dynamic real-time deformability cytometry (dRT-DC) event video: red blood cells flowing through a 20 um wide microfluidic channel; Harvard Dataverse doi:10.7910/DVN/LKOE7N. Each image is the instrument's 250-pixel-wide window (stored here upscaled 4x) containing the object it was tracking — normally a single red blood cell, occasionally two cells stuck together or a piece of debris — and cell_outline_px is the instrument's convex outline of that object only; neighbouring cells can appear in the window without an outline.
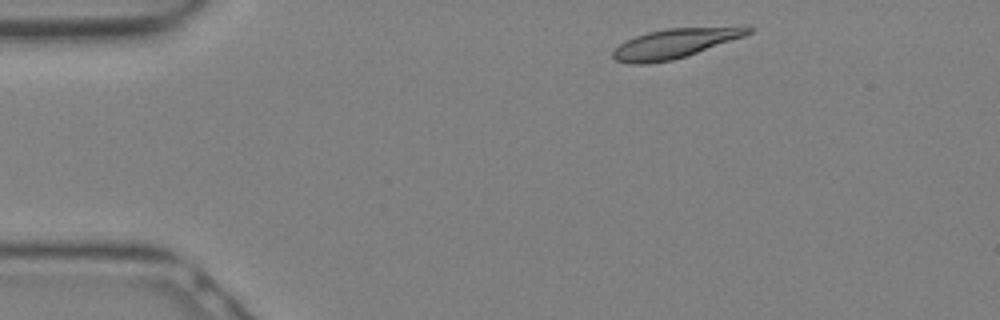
{"species": "Egyptian fruit bat (a non-hibernating species)", "species_latin": "Rousettus aegyptiacus", "temperature_condition": "warm", "stored_images_in_passage": 13, "camera_frame_rate_fps": 3000, "um_per_image_px": 0.085, "animal": {"sex": "female"}, "frame": {"image": 1, "passage_image": 2, "time_ms": 0.333, "image_size_px": [1000, 320], "cell_outline_px": [[756, 28], [752, 32], [744, 36], [672, 60], [648, 64], [628, 64], [616, 60], [612, 56], [612, 52], [624, 40], [648, 32], [668, 28], [744, 24], [748, 24]], "centroid_in_image_um": [57.46, 3.64], "position_along_channel_um": 27.5, "area_um2": 23.81}}
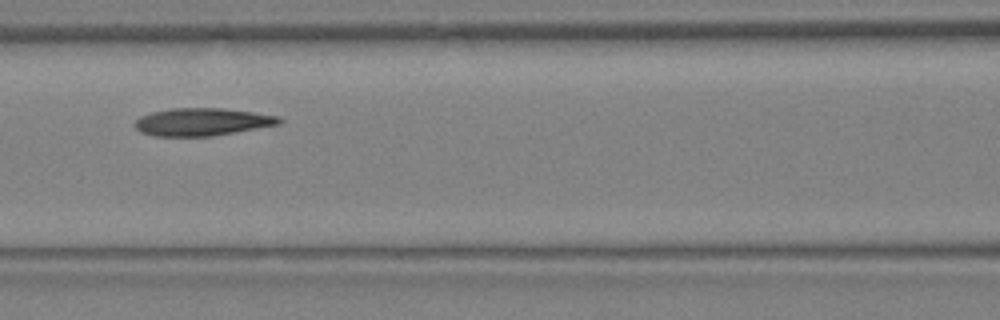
{"frame": {"image": 2, "passage_image": 10, "time_ms": 3.0, "image_size_px": [1000, 320], "cell_outline_px": [[284, 120], [280, 124], [236, 132], [212, 136], [156, 136], [140, 132], [136, 128], [136, 120], [140, 116], [152, 112], [172, 108], [224, 108], [280, 116]], "centroid_in_image_um": [17.21, 10.36], "position_along_channel_um": 149.4, "area_um2": 23.24}}
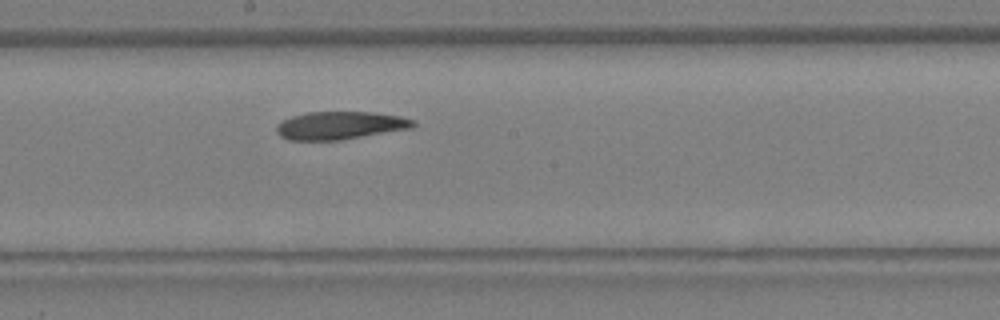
{"frame": {"image": 3, "passage_image": 13, "time_ms": 4.0, "image_size_px": [1000, 320], "cell_outline_px": [[416, 124], [412, 128], [340, 140], [288, 140], [280, 136], [276, 132], [276, 124], [292, 116], [308, 112], [372, 112], [400, 116], [416, 120]], "centroid_in_image_um": [28.91, 10.66], "position_along_channel_um": 219.3, "area_um2": 22.25}}